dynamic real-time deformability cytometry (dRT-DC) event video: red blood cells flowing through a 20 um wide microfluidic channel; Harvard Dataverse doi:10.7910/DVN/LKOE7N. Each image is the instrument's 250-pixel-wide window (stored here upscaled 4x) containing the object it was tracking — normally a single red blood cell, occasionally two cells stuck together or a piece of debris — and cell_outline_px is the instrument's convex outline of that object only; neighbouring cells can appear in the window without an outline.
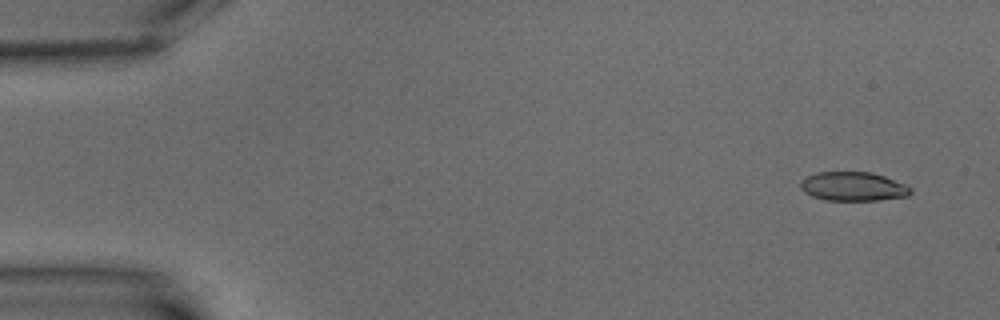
{"species": "common noctule bat (a hibernating species)", "species_latin": "Nyctalus noctula", "temperature_condition": "warm", "stored_images_in_passage": 12, "camera_frame_rate_fps": 3000, "um_per_image_px": 0.085, "animal": {"sex": "male", "body_mass_g": 15.6}, "frame": {"image": 1, "passage_image": 1, "time_ms": 0.0, "image_size_px": [1000, 320], "cell_outline_px": [[912, 192], [908, 196], [880, 200], [828, 200], [812, 196], [804, 192], [800, 188], [800, 180], [816, 172], [872, 172], [884, 176], [904, 184], [912, 188]], "centroid_in_image_um": [72.51, 15.85], "position_along_channel_um": 12.5, "area_um2": 18.61}}
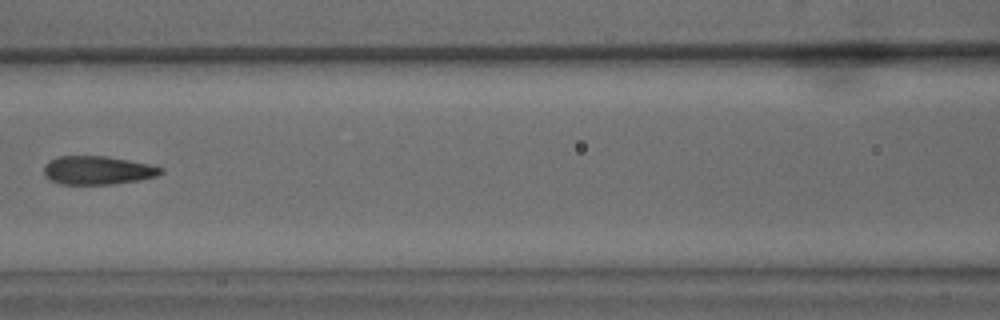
{"frame": {"image": 2, "passage_image": 7, "time_ms": 8.333, "image_size_px": [1000, 320], "cell_outline_px": [[164, 172], [156, 176], [140, 180], [112, 184], [60, 184], [48, 180], [44, 176], [44, 164], [48, 160], [56, 156], [104, 156], [128, 160], [148, 164], [164, 168]], "centroid_in_image_um": [8.25, 14.47], "position_along_channel_um": 158.3, "area_um2": 19.59}}
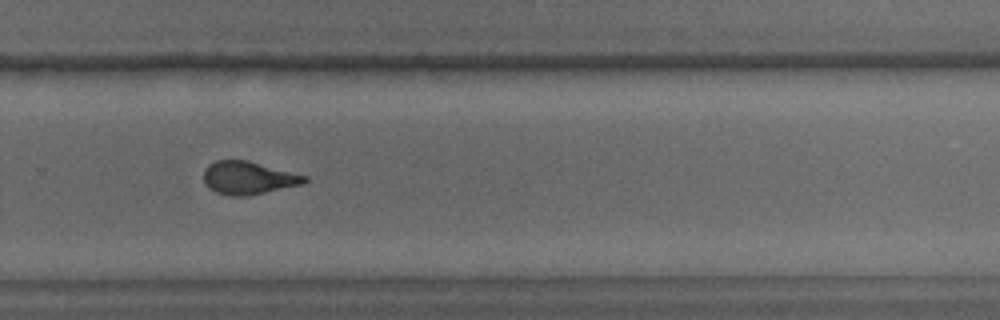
{"frame": {"image": 3, "passage_image": 11, "time_ms": 13.0, "image_size_px": [1000, 320], "cell_outline_px": [[308, 180], [304, 184], [248, 196], [232, 196], [216, 192], [208, 188], [204, 184], [204, 168], [208, 164], [216, 160], [248, 160], [308, 176]], "centroid_in_image_um": [21.11, 15.12], "position_along_channel_um": 308.7, "area_um2": 19.59}}